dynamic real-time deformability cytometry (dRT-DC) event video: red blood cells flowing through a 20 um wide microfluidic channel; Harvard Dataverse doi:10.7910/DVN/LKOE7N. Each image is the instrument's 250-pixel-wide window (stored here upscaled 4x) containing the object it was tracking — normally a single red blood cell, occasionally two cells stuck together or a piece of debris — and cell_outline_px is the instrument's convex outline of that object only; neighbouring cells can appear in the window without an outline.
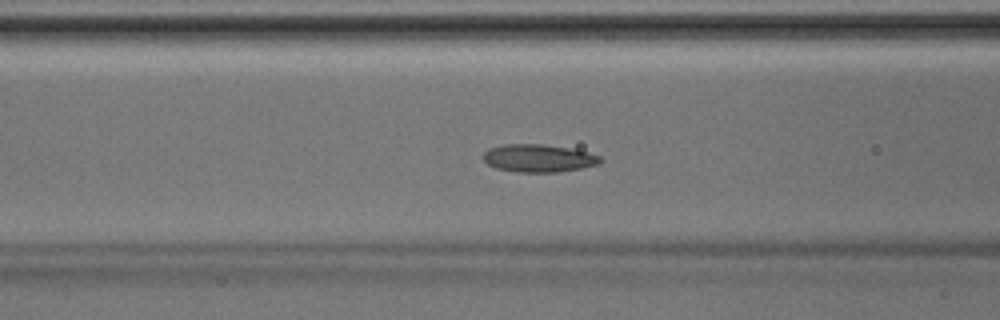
{"species": "Egyptian fruit bat (a non-hibernating species)", "species_latin": "Rousettus aegyptiacus", "temperature_condition": "room temperature", "stored_images_in_passage": 45, "camera_frame_rate_fps": 3000, "um_per_image_px": 0.085, "animal": {"sex": "male"}, "frame": {"image": 1, "passage_image": 18, "time_ms": 5.667, "image_size_px": [1000, 320], "cell_outline_px": [[604, 160], [600, 164], [580, 168], [556, 172], [516, 172], [496, 168], [488, 164], [484, 160], [484, 152], [488, 148], [504, 144], [540, 144], [568, 148], [588, 152], [600, 156]], "centroid_in_image_um": [45.78, 13.45], "position_along_channel_um": 120.8, "area_um2": 18.9}}
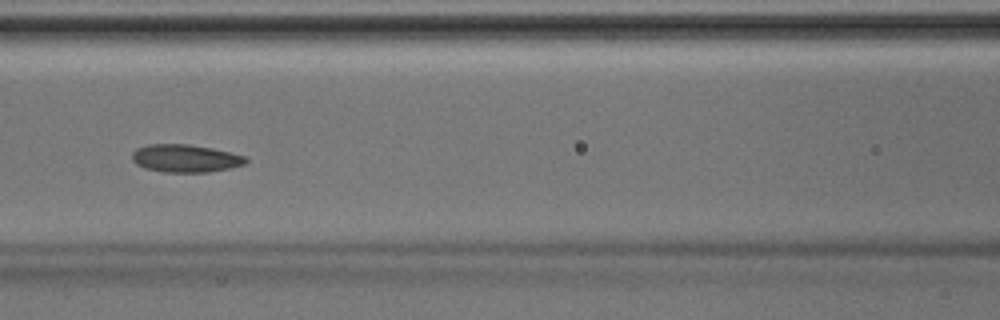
{"frame": {"image": 2, "passage_image": 20, "time_ms": 6.333, "image_size_px": [1000, 320], "cell_outline_px": [[248, 160], [244, 164], [232, 168], [208, 172], [164, 172], [144, 168], [136, 164], [132, 160], [132, 152], [136, 148], [148, 144], [188, 144], [212, 148], [248, 156]], "centroid_in_image_um": [15.77, 13.46], "position_along_channel_um": 150.8, "area_um2": 18.61}}
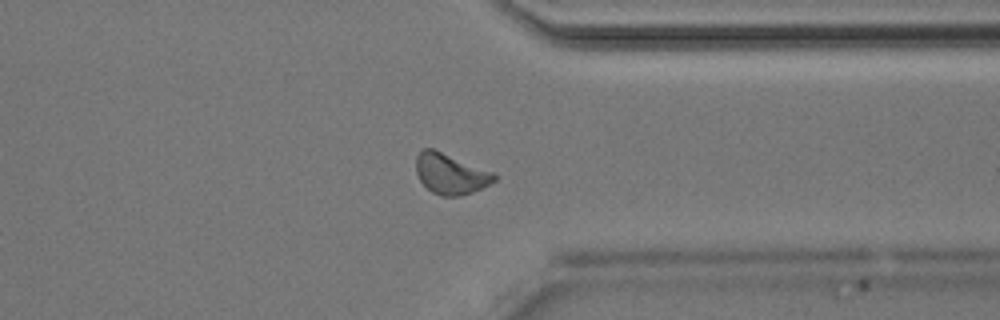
{"frame": {"image": 3, "passage_image": 35, "time_ms": 11.333, "image_size_px": [1000, 320], "cell_outline_px": [[496, 180], [472, 192], [460, 196], [440, 196], [432, 192], [420, 180], [416, 172], [416, 156], [424, 148], [432, 148], [496, 172]], "centroid_in_image_um": [38.31, 14.76], "position_along_channel_um": 373.1, "area_um2": 18.5}}